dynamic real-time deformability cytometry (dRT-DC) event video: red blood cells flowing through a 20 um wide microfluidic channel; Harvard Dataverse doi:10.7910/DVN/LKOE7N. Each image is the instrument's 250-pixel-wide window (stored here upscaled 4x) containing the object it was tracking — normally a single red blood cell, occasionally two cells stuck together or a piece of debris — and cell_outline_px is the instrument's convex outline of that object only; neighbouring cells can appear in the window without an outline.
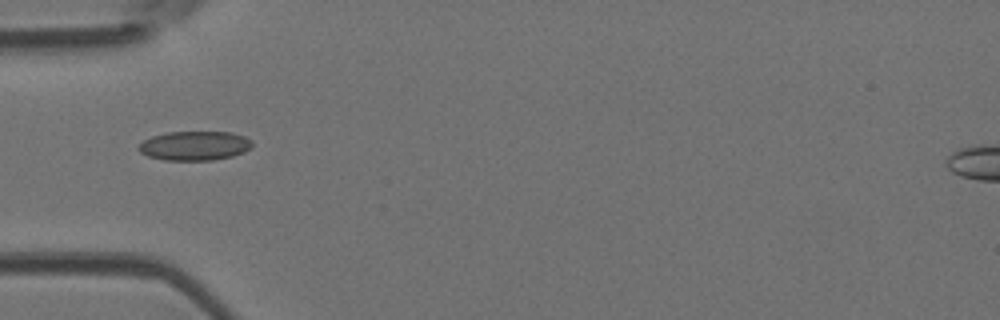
{"species": "Egyptian fruit bat (a non-hibernating species)", "species_latin": "Rousettus aegyptiacus", "temperature_condition": "room temperature", "stored_images_in_passage": 5, "camera_frame_rate_fps": 3000, "um_per_image_px": 0.085, "animal": {"sex": "female"}, "frame": {"image": 1, "passage_image": 4, "time_ms": 1.0, "image_size_px": [1000, 320], "cell_outline_px": [[252, 148], [244, 152], [232, 156], [212, 160], [164, 160], [148, 156], [140, 152], [136, 148], [144, 140], [152, 136], [168, 132], [232, 132], [244, 136], [252, 140]], "centroid_in_image_um": [16.56, 12.39], "position_along_channel_um": 68.4, "area_um2": 19.42}}
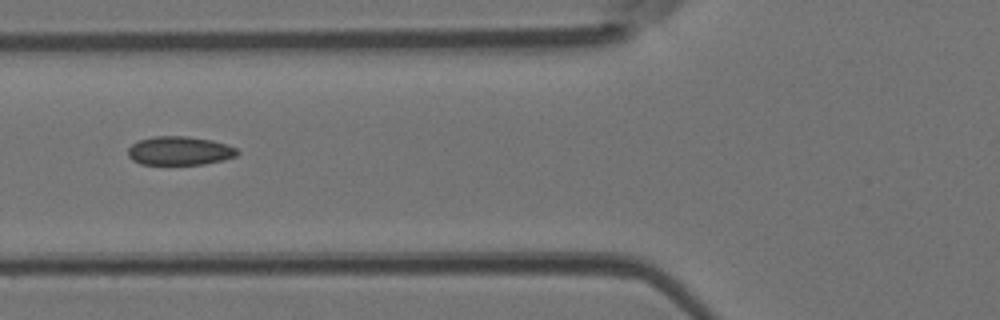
{"frame": {"image": 2, "passage_image": 5, "time_ms": 1.333, "image_size_px": [1000, 320], "cell_outline_px": [[240, 152], [236, 156], [204, 164], [140, 164], [132, 160], [128, 156], [128, 148], [132, 144], [140, 140], [152, 136], [188, 136], [212, 140], [228, 144], [236, 148]], "centroid_in_image_um": [15.26, 12.81], "position_along_channel_um": 110.5, "area_um2": 18.32}}